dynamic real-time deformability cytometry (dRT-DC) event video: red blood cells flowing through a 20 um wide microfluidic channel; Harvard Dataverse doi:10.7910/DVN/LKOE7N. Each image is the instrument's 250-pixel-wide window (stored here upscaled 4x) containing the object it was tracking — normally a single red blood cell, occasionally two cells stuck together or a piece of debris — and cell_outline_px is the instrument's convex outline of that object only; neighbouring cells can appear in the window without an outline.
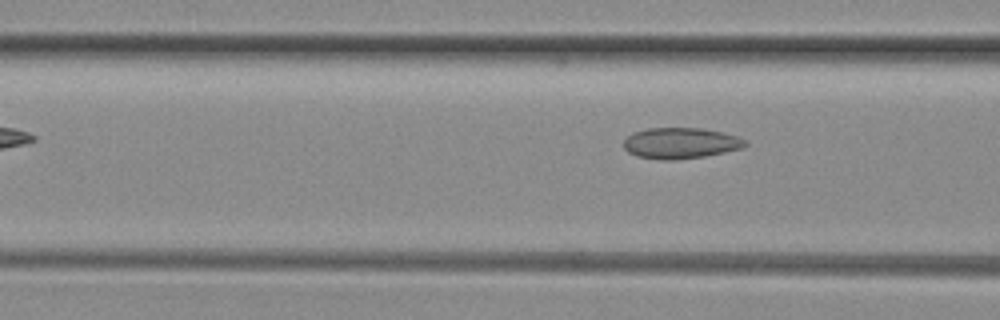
{"species": "common noctule bat (a hibernating species)", "species_latin": "Nyctalus noctula", "temperature_condition": "room temperature", "stored_images_in_passage": 6, "segment_of_instrument_passage": [2, 2], "camera_frame_rate_fps": 3000, "um_per_image_px": 0.085, "animal": {"sex": "female", "body_mass_g": 29.2, "forearm_length_mm": 56.3}, "frame": {"image": 1, "passage_image": 6, "time_ms": 1.667, "image_size_px": [1000, 320], "cell_outline_px": [[748, 144], [744, 148], [704, 156], [676, 160], [660, 160], [636, 156], [628, 152], [624, 148], [624, 140], [632, 132], [648, 128], [700, 128], [720, 132], [736, 136], [744, 140]], "centroid_in_image_um": [57.82, 12.17], "position_along_channel_um": 108.8, "area_um2": 21.91}}